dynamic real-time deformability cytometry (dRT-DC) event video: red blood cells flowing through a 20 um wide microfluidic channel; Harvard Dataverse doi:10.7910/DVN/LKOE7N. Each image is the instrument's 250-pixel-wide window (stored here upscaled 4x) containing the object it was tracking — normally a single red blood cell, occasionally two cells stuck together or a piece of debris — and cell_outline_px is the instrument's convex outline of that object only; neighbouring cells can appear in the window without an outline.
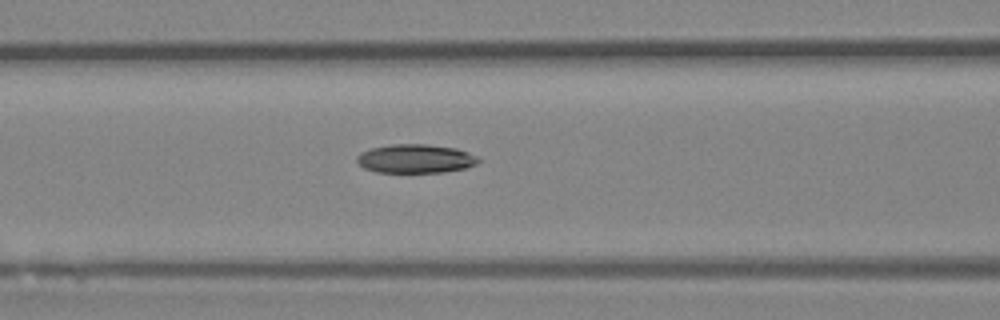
{"species": "Egyptian fruit bat (a non-hibernating species)", "species_latin": "Rousettus aegyptiacus", "temperature_condition": "room temperature", "stored_images_in_passage": 7, "camera_frame_rate_fps": 3000, "um_per_image_px": 0.085, "animal": {"sex": "female"}, "frame": {"image": 1, "passage_image": 7, "time_ms": 2.0, "image_size_px": [1000, 320], "cell_outline_px": [[480, 160], [476, 164], [464, 168], [444, 172], [376, 172], [364, 168], [356, 160], [356, 156], [360, 152], [368, 148], [392, 144], [424, 144], [456, 148], [468, 152], [476, 156]], "centroid_in_image_um": [35.28, 13.48], "position_along_channel_um": 131.3, "area_um2": 20.4}}